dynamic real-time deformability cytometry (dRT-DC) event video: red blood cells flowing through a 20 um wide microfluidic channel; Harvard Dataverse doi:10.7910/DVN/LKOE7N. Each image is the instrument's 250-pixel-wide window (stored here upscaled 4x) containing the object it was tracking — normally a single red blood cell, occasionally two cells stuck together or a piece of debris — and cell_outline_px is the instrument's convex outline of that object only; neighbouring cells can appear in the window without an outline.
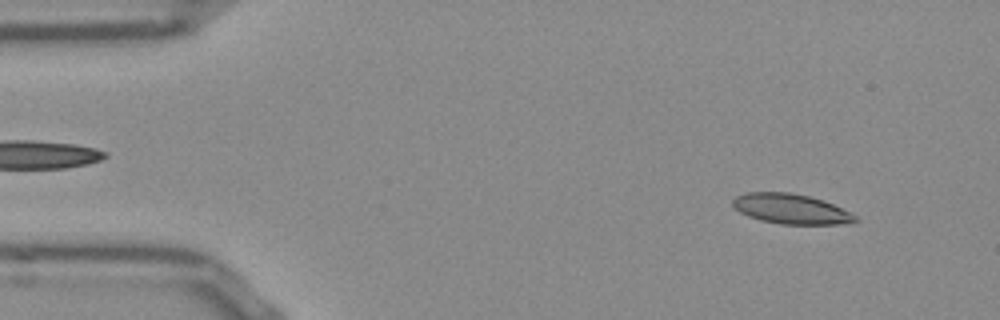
{"species": "Egyptian fruit bat (a non-hibernating species)", "species_latin": "Rousettus aegyptiacus", "temperature_condition": "room temperature", "stored_images_in_passage": 51, "camera_frame_rate_fps": 3000, "um_per_image_px": 0.085, "frame": {"image": 1, "passage_image": 4, "time_ms": 1.0, "image_size_px": [1000, 320], "cell_outline_px": [[860, 220], [852, 224], [780, 224], [760, 220], [748, 216], [740, 212], [732, 204], [732, 200], [736, 196], [744, 192], [788, 192], [808, 196], [824, 200], [852, 212]], "centroid_in_image_um": [67.28, 17.76], "position_along_channel_um": 17.7, "area_um2": 21.68}}
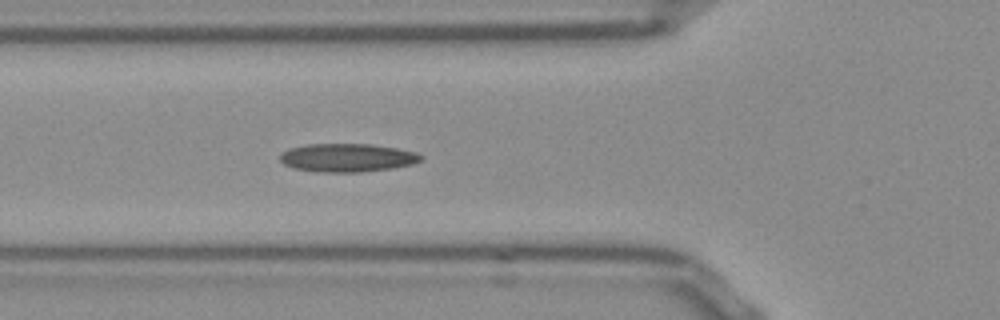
{"frame": {"image": 2, "passage_image": 17, "time_ms": 5.333, "image_size_px": [1000, 320], "cell_outline_px": [[424, 156], [420, 160], [412, 164], [392, 168], [360, 172], [320, 172], [292, 168], [284, 164], [280, 160], [280, 152], [288, 148], [308, 144], [372, 144], [396, 148], [416, 152]], "centroid_in_image_um": [29.48, 13.4], "position_along_channel_um": 96.3, "area_um2": 23.35}}
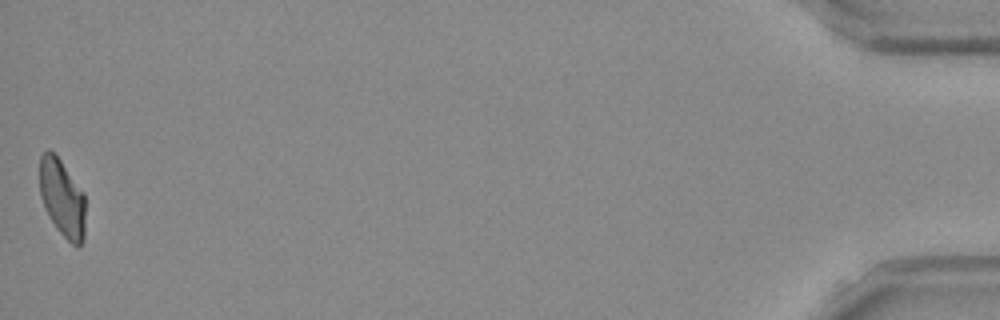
{"frame": {"image": 3, "passage_image": 51, "time_ms": 16.667, "image_size_px": [1000, 320], "cell_outline_px": [[84, 240], [80, 248], [76, 248], [56, 228], [44, 208], [40, 196], [40, 156], [48, 148], [60, 160], [84, 192]], "centroid_in_image_um": [5.29, 16.87], "position_along_channel_um": 429.9, "area_um2": 20.69}, "authors_computed_cell_mechanics": {"area_um2": 21.7328, "velocity_mm_per_s": 3.8437, "shape_relaxation_time_tau1_ms": null, "shape_relaxation_time_tau2_ms": 3.3539, "deformation_change_tau1": null, "deformation_change_tau2": 0.1087}}